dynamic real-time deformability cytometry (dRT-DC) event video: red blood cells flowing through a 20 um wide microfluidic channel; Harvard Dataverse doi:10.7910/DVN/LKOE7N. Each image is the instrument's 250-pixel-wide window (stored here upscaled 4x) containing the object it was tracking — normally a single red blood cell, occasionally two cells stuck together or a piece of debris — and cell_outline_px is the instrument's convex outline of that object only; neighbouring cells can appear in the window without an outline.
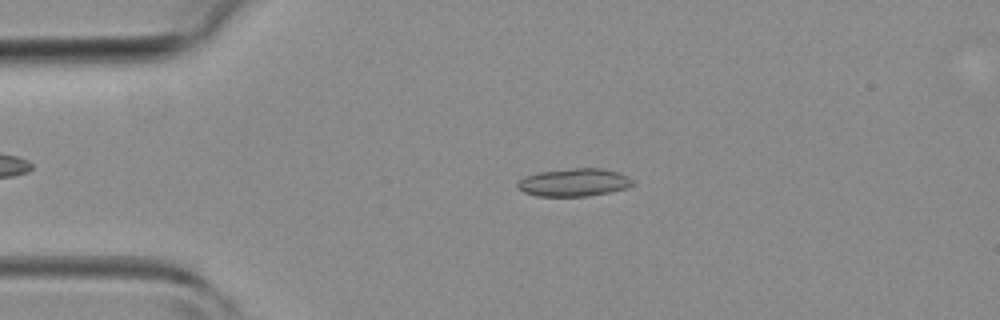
{"species": "common noctule bat (a hibernating species)", "species_latin": "Nyctalus noctula", "temperature_condition": "room temperature", "stored_images_in_passage": 3, "camera_frame_rate_fps": 3000, "um_per_image_px": 0.085, "animal": {"sex": "female", "body_mass_g": 19.3, "forearm_length_mm": 54.1}, "frame": {"image": 1, "passage_image": 2, "time_ms": 1.333, "image_size_px": [1000, 320], "cell_outline_px": [[636, 184], [628, 188], [588, 196], [536, 196], [524, 192], [516, 188], [516, 184], [524, 176], [540, 172], [576, 168], [600, 168], [616, 172], [632, 180]], "centroid_in_image_um": [48.76, 15.52], "position_along_channel_um": 36.2, "area_um2": 18.55}}